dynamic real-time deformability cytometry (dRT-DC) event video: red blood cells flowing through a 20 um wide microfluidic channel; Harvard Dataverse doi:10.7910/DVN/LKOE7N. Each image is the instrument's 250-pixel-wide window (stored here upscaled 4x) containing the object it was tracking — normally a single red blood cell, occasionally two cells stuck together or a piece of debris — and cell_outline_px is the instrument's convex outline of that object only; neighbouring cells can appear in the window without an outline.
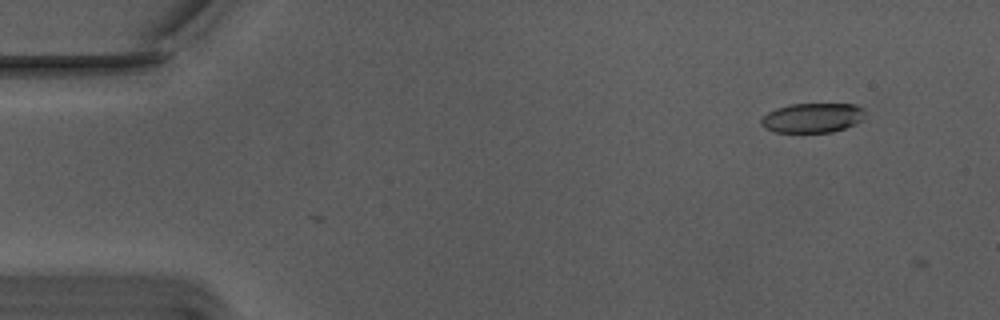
{"species": "Egyptian fruit bat (a non-hibernating species)", "species_latin": "Rousettus aegyptiacus", "temperature_condition": "warm", "stored_images_in_passage": 3, "camera_frame_rate_fps": 3000, "um_per_image_px": 0.085, "animal": {"sex": "male"}, "frame": {"image": 1, "passage_image": 2, "time_ms": 0.333, "image_size_px": [1000, 320], "cell_outline_px": [[864, 116], [856, 124], [832, 132], [772, 132], [764, 128], [760, 124], [760, 120], [768, 112], [776, 108], [788, 104], [852, 104], [864, 108]], "centroid_in_image_um": [69.02, 10.02], "position_along_channel_um": 16.0, "area_um2": 17.98}}